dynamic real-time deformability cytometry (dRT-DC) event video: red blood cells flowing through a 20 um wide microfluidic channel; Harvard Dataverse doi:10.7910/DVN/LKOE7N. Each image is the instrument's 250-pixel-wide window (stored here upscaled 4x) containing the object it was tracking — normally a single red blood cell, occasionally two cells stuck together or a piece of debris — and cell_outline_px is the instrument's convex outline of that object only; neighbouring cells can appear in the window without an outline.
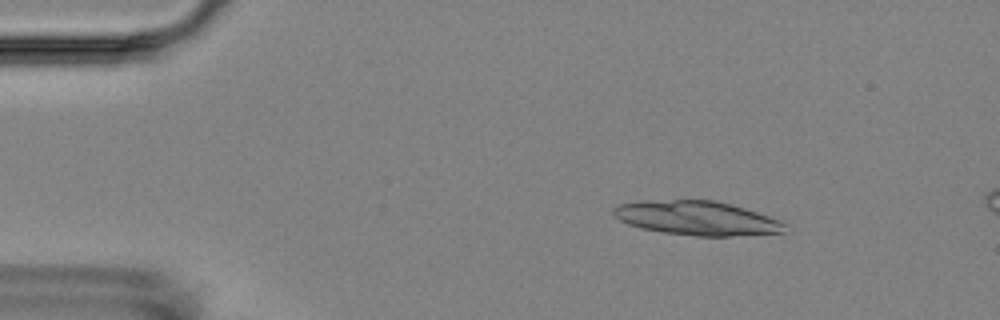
{"species": "Egyptian fruit bat (a non-hibernating species)", "species_latin": "Rousettus aegyptiacus", "temperature_condition": "room temperature", "stored_images_in_passage": 3, "camera_frame_rate_fps": 3000, "um_per_image_px": 0.085, "animal": {"sex": "female"}, "frame": {"image": 1, "passage_image": 1, "time_ms": 0.0, "image_size_px": [1000, 320], "cell_outline_px": [[788, 224], [784, 232], [728, 236], [696, 236], [664, 232], [640, 228], [628, 224], [620, 220], [612, 212], [612, 208], [616, 204], [640, 200], [716, 200], [732, 204], [780, 220]], "centroid_in_image_um": [59.2, 18.53], "position_along_channel_um": 25.8, "area_um2": 34.22}}